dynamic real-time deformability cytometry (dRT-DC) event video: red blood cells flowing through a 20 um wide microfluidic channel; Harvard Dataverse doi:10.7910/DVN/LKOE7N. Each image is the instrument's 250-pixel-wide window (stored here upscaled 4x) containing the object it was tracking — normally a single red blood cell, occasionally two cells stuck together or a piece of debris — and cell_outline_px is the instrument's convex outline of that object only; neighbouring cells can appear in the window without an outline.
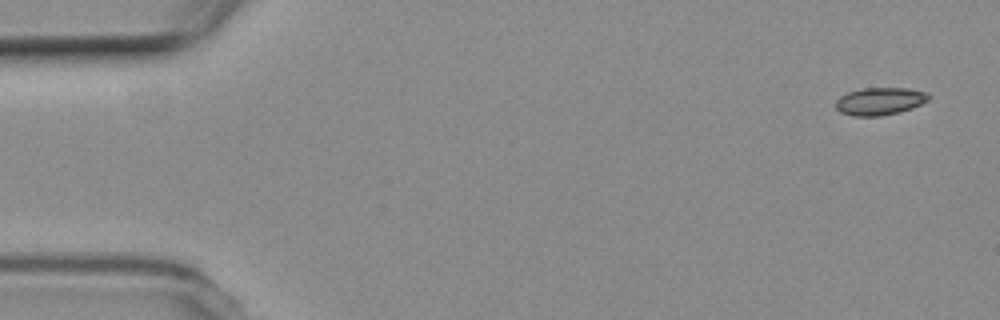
{"species": "common noctule bat (a hibernating species)", "species_latin": "Nyctalus noctula", "temperature_condition": "room temperature", "stored_images_in_passage": 56, "camera_frame_rate_fps": 3000, "um_per_image_px": 0.085, "animal": {"sex": "female", "body_mass_g": 19.3, "forearm_length_mm": 54.1}, "frame": {"image": 1, "passage_image": 1, "time_ms": 0.0, "image_size_px": [1000, 320], "cell_outline_px": [[932, 96], [928, 100], [912, 108], [900, 112], [880, 116], [852, 116], [840, 112], [836, 108], [836, 100], [840, 96], [848, 92], [864, 88], [908, 88], [928, 92]], "centroid_in_image_um": [74.81, 8.6], "position_along_channel_um": 10.2, "area_um2": 15.03}}
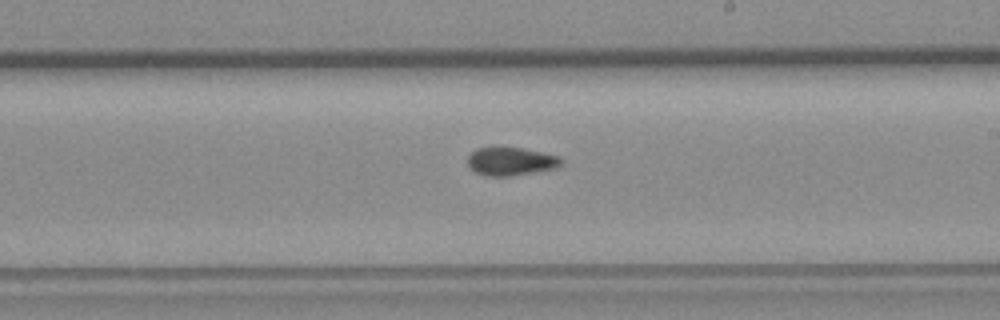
{"frame": {"image": 2, "passage_image": 32, "time_ms": 10.333, "image_size_px": [1000, 320], "cell_outline_px": [[564, 164], [556, 168], [508, 176], [484, 176], [468, 168], [468, 156], [476, 148], [524, 148], [560, 156], [564, 160]], "centroid_in_image_um": [43.45, 13.72], "position_along_channel_um": 245.6, "area_um2": 15.43}}
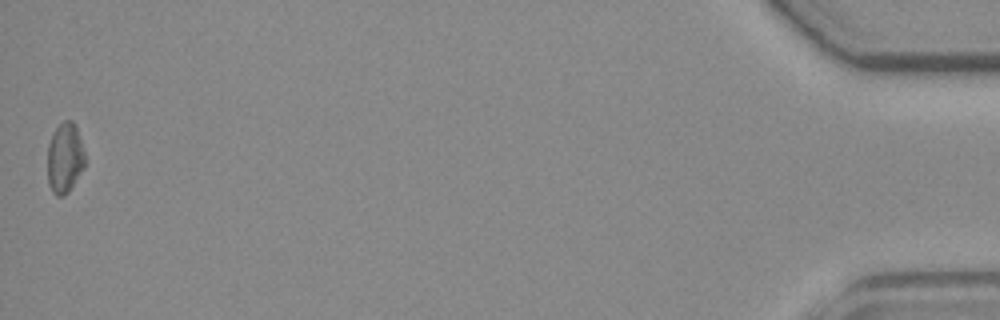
{"frame": {"image": 3, "passage_image": 56, "time_ms": 18.333, "image_size_px": [1000, 320], "cell_outline_px": [[84, 168], [68, 192], [64, 196], [56, 196], [52, 192], [48, 184], [48, 144], [56, 128], [64, 120], [72, 120], [76, 124], [84, 152]], "centroid_in_image_um": [5.51, 13.44], "position_along_channel_um": 429.7, "area_um2": 15.32}, "authors_computed_cell_mechanics": {"area_um2": 15.4326, "velocity_mm_per_s": 3.5732, "shape_relaxation_time_tau1_ms": 3.4666, "shape_relaxation_time_tau2_ms": 3.1257, "deformation_change_tau1": 0.0847, "deformation_change_tau2": 0.0637}}